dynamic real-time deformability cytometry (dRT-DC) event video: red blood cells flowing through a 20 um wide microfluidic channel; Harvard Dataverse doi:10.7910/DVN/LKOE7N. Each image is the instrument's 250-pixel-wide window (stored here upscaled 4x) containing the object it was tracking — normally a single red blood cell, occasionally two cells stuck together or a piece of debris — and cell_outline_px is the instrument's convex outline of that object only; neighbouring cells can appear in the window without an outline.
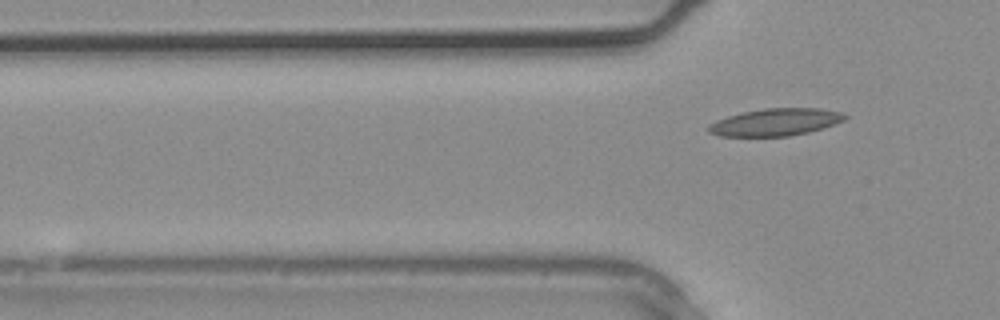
{"species": "common noctule bat (a hibernating species)", "species_latin": "Nyctalus noctula", "temperature_condition": "warm", "stored_images_in_passage": 3, "camera_frame_rate_fps": 3000, "um_per_image_px": 0.085, "animal": {"sex": "male", "body_mass_g": 20.4}, "frame": {"image": 1, "passage_image": 3, "time_ms": 0.667, "image_size_px": [1000, 320], "cell_outline_px": [[848, 116], [844, 120], [808, 132], [788, 136], [720, 136], [708, 132], [708, 124], [716, 120], [728, 116], [744, 112], [764, 108], [820, 108], [840, 112]], "centroid_in_image_um": [65.88, 10.38], "position_along_channel_um": 59.9, "area_um2": 21.44}}